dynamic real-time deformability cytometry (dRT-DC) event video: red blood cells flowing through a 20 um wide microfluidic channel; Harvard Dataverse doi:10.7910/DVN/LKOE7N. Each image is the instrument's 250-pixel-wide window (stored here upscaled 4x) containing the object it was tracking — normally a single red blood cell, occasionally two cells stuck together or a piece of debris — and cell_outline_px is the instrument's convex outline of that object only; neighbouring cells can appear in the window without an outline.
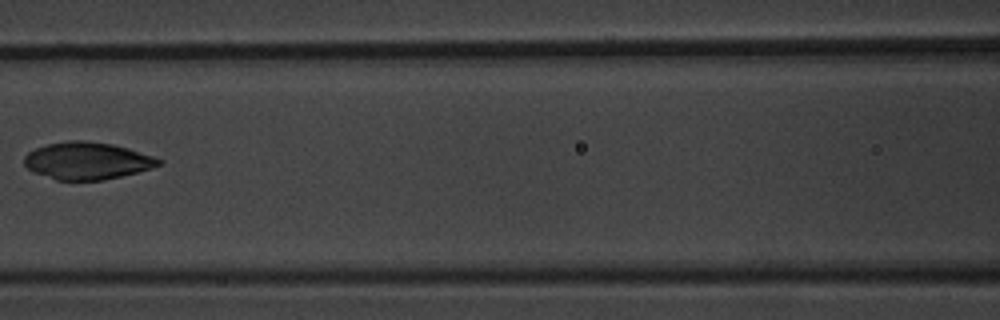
{"species": "common noctule bat (a hibernating species)", "species_latin": "Nyctalus noctula", "temperature_condition": "warm", "stored_images_in_passage": 8, "camera_frame_rate_fps": 3000, "um_per_image_px": 0.085, "animal": {"sex": "male", "body_mass_g": 20.1, "forearm_length_mm": 53.5}, "frame": {"image": 1, "passage_image": 6, "time_ms": 6.0, "image_size_px": [1000, 320], "cell_outline_px": [[164, 164], [152, 168], [120, 176], [100, 180], [56, 180], [32, 172], [24, 164], [24, 156], [28, 152], [36, 148], [48, 144], [68, 140], [84, 140], [112, 144], [128, 148], [164, 160]], "centroid_in_image_um": [7.4, 13.66], "position_along_channel_um": 159.2, "area_um2": 29.19}}
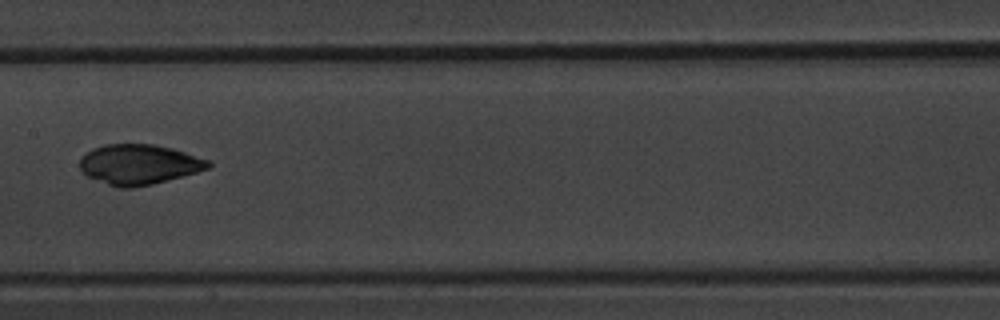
{"frame": {"image": 2, "passage_image": 7, "time_ms": 7.0, "image_size_px": [1000, 320], "cell_outline_px": [[212, 164], [208, 168], [196, 172], [152, 184], [132, 188], [120, 188], [108, 184], [88, 176], [80, 168], [80, 160], [92, 148], [104, 144], [152, 144], [172, 148], [212, 160]], "centroid_in_image_um": [11.84, 13.96], "position_along_channel_um": 195.6, "area_um2": 29.82}}
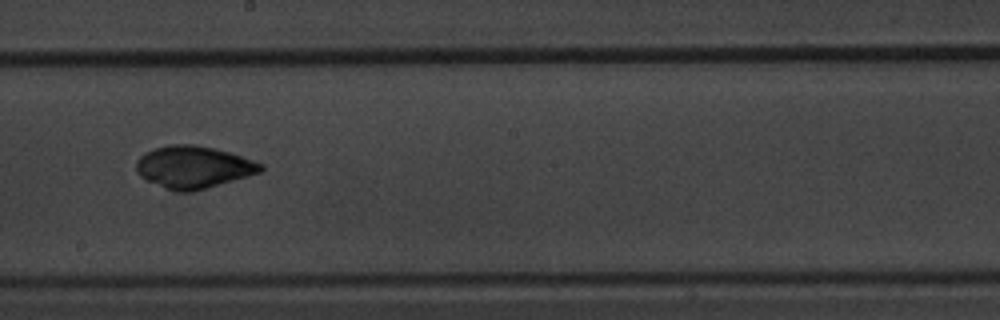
{"frame": {"image": 3, "passage_image": 8, "time_ms": 8.0, "image_size_px": [1000, 320], "cell_outline_px": [[264, 168], [260, 172], [248, 176], [192, 192], [180, 192], [144, 180], [136, 172], [136, 160], [144, 152], [152, 148], [168, 144], [196, 144], [216, 148], [264, 164]], "centroid_in_image_um": [16.4, 14.18], "position_along_channel_um": 231.8, "area_um2": 30.75}}